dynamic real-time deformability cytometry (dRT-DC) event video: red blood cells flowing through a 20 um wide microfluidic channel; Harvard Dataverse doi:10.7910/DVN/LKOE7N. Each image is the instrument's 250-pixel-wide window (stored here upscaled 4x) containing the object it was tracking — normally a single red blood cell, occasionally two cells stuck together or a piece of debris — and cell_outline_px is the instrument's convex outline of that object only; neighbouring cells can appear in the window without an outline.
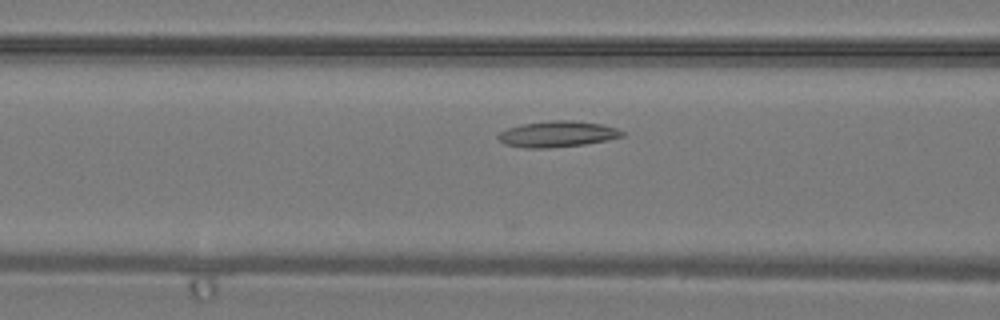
{"species": "common noctule bat (a hibernating species)", "species_latin": "Nyctalus noctula", "temperature_condition": "warm", "stored_images_in_passage": 24, "camera_frame_rate_fps": 3000, "um_per_image_px": 0.085, "animal": {"sex": "male", "body_mass_g": 19.2, "forearm_length_mm": 51.8}, "frame": {"image": 1, "passage_image": 4, "time_ms": 1.0, "image_size_px": [1000, 320], "cell_outline_px": [[624, 136], [608, 140], [584, 144], [548, 148], [524, 148], [504, 144], [496, 136], [500, 132], [508, 128], [520, 124], [552, 120], [572, 120], [604, 124], [616, 128], [624, 132]], "centroid_in_image_um": [47.38, 11.39], "position_along_channel_um": 119.2, "area_um2": 18.9}}
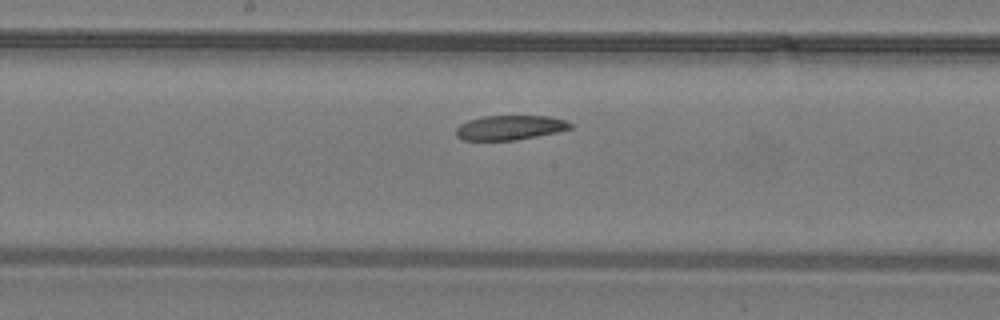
{"frame": {"image": 2, "passage_image": 9, "time_ms": 2.667, "image_size_px": [1000, 320], "cell_outline_px": [[572, 128], [556, 132], [516, 140], [464, 140], [456, 136], [456, 128], [460, 124], [468, 120], [484, 116], [548, 116], [568, 120], [572, 124]], "centroid_in_image_um": [43.35, 10.84], "position_along_channel_um": 204.9, "area_um2": 16.36}}
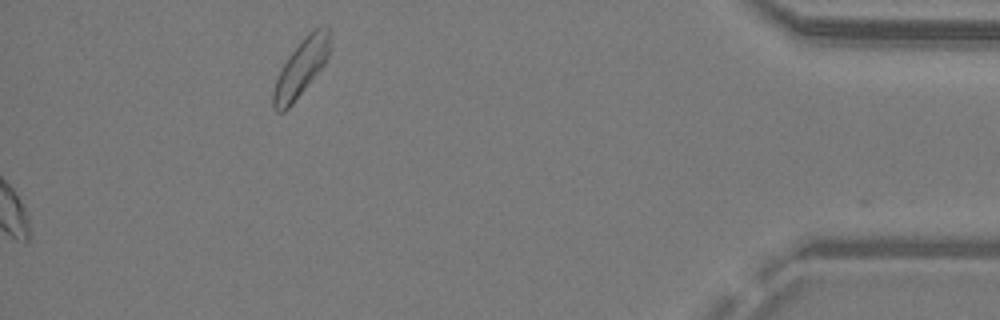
{"frame": {"image": 3, "passage_image": 24, "time_ms": 7.667, "image_size_px": [1000, 320], "cell_outline_px": [[328, 56], [324, 64], [292, 104], [284, 112], [276, 112], [272, 108], [272, 92], [276, 80], [288, 56], [312, 28], [324, 24], [328, 24]], "centroid_in_image_um": [25.56, 5.77], "position_along_channel_um": 409.6, "area_um2": 18.44}}